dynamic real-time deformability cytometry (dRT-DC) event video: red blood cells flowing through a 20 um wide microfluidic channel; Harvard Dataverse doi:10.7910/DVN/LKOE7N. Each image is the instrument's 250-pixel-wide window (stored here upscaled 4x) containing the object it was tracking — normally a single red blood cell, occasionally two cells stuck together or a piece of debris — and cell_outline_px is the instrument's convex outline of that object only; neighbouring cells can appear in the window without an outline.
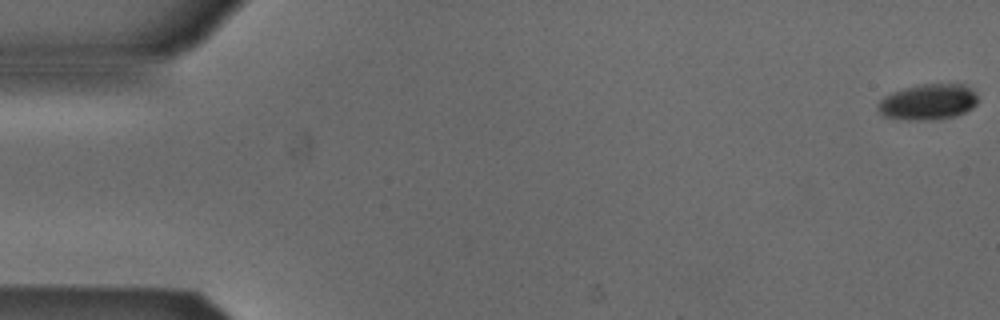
{"species": "Egyptian fruit bat (a non-hibernating species)", "species_latin": "Rousettus aegyptiacus", "temperature_condition": "cold", "stored_images_in_passage": 54, "camera_frame_rate_fps": 3000, "um_per_image_px": 0.085, "animal": {"sex": "male"}, "frame": {"image": 1, "passage_image": 1, "time_ms": 0.0, "image_size_px": [1000, 320], "cell_outline_px": [[976, 104], [972, 108], [956, 116], [940, 120], [908, 120], [884, 116], [876, 108], [876, 104], [884, 96], [892, 92], [904, 88], [924, 84], [964, 84], [976, 96]], "centroid_in_image_um": [78.84, 8.68], "position_along_channel_um": 6.2, "area_um2": 20.81}}
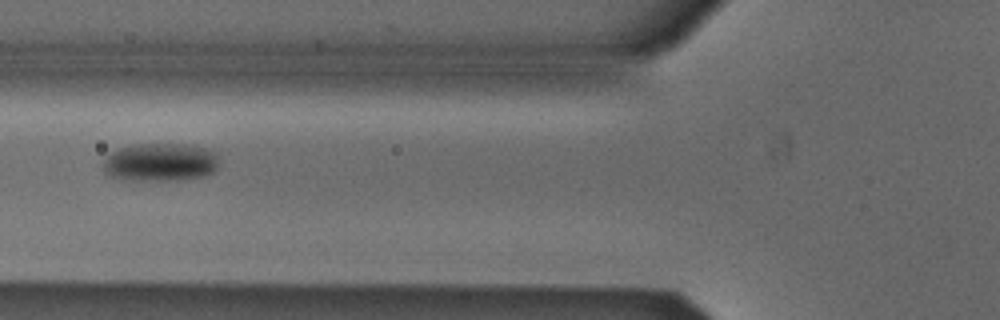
{"frame": {"image": 2, "passage_image": 21, "time_ms": 6.667, "image_size_px": [1000, 320], "cell_outline_px": [[220, 164], [212, 172], [204, 176], [180, 180], [132, 180], [108, 176], [104, 172], [104, 156], [116, 148], [132, 144], [188, 144], [204, 148], [216, 152]], "centroid_in_image_um": [13.61, 13.78], "position_along_channel_um": 112.2, "area_um2": 26.18}}
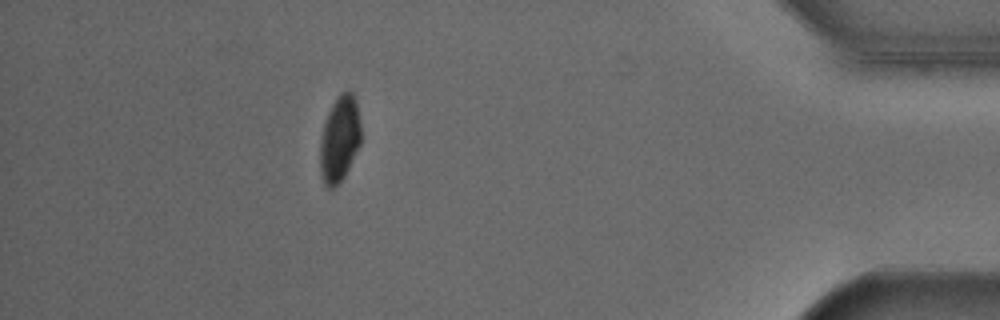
{"frame": {"image": 3, "passage_image": 48, "time_ms": 15.667, "image_size_px": [1000, 320], "cell_outline_px": [[360, 144], [344, 176], [332, 188], [324, 188], [320, 176], [320, 140], [324, 124], [328, 112], [332, 104], [340, 92], [348, 88], [352, 92], [356, 100], [360, 120]], "centroid_in_image_um": [28.85, 11.79], "position_along_channel_um": 406.4, "area_um2": 20.63}, "authors_computed_cell_mechanics": {"area_um2": 22.831, "velocity_mm_per_s": 3.8672, "shape_relaxation_time_tau1_ms": 3.8413, "shape_relaxation_time_tau2_ms": null, "deformation_change_tau1": 0.1121, "deformation_change_tau2": null}}